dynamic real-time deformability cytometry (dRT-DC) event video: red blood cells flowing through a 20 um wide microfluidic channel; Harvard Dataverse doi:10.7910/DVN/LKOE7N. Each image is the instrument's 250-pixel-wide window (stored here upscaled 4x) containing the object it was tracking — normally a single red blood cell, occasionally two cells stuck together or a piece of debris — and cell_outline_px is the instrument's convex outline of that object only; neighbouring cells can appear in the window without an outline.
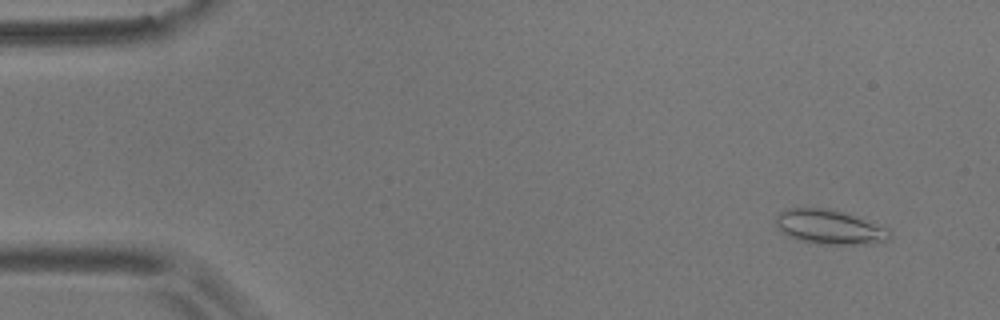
{"species": "common noctule bat (a hibernating species)", "species_latin": "Nyctalus noctula", "temperature_condition": "room temperature", "stored_images_in_passage": 56, "camera_frame_rate_fps": 3000, "um_per_image_px": 0.085, "animal": {"sex": "male", "body_mass_g": 17.9}, "frame": {"image": 1, "passage_image": 4, "time_ms": 1.0, "image_size_px": [1000, 320], "cell_outline_px": [[892, 236], [888, 240], [872, 244], [816, 244], [800, 240], [788, 236], [776, 224], [776, 216], [784, 208], [828, 208], [888, 228]], "centroid_in_image_um": [70.5, 19.31], "position_along_channel_um": 14.5, "area_um2": 22.54}}
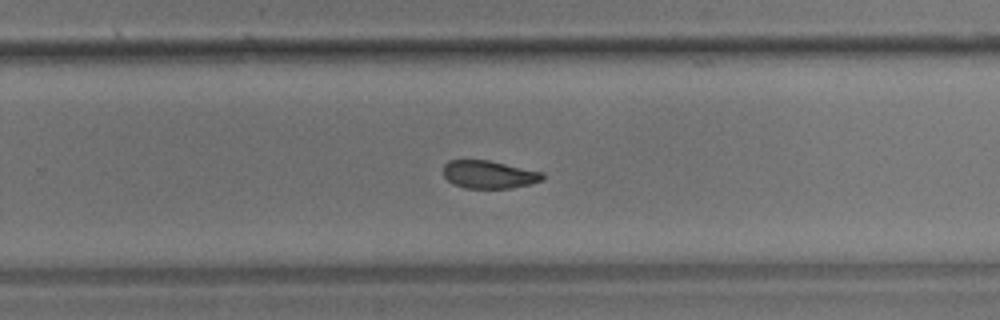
{"frame": {"image": 2, "passage_image": 36, "time_ms": 11.667, "image_size_px": [1000, 320], "cell_outline_px": [[544, 180], [532, 184], [508, 188], [464, 188], [452, 184], [444, 176], [444, 164], [448, 160], [488, 160], [544, 172]], "centroid_in_image_um": [41.58, 14.83], "position_along_channel_um": 288.2, "area_um2": 16.24}}
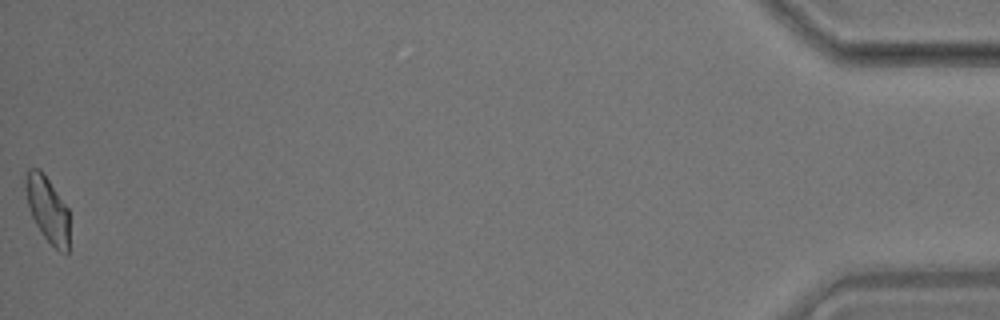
{"frame": {"image": 3, "passage_image": 56, "time_ms": 18.333, "image_size_px": [1000, 320], "cell_outline_px": [[68, 252], [60, 252], [44, 236], [36, 224], [32, 216], [28, 204], [24, 188], [24, 176], [28, 168], [40, 168], [68, 208]], "centroid_in_image_um": [4.01, 17.73], "position_along_channel_um": 431.2, "area_um2": 16.59}, "authors_computed_cell_mechanics": {"area_um2": 17.2533, "velocity_mm_per_s": 3.5814, "shape_relaxation_time_tau1_ms": null, "shape_relaxation_time_tau2_ms": 3.4772, "deformation_change_tau1": null, "deformation_change_tau2": 0.0925}}